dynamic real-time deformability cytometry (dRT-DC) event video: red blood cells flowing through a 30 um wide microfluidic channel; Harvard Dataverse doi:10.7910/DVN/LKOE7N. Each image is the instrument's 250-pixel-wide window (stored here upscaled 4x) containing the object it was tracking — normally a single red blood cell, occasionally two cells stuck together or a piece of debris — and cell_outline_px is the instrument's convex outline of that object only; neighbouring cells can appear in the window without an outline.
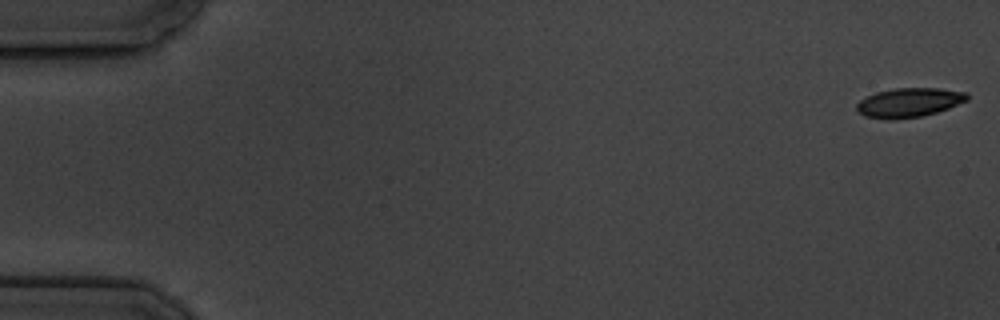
{"species": "common noctule bat (a hibernating species)", "species_latin": "Nyctalus noctula", "temperature_condition": "cold", "stored_images_in_passage": 6, "segment_of_instrument_passage": [1, 2], "camera_frame_rate_fps": 3000, "um_per_image_px": 0.085, "animal": {"sex": "male", "body_mass_g": 19.5, "forearm_length_mm": 54.6}, "frame": {"image": 1, "passage_image": 1, "time_ms": 0.0, "image_size_px": [1000, 320], "cell_outline_px": [[968, 100], [948, 108], [936, 112], [920, 116], [896, 120], [888, 120], [864, 116], [856, 112], [856, 104], [860, 100], [876, 92], [896, 88], [940, 88], [968, 92]], "centroid_in_image_um": [77.25, 8.72], "position_along_channel_um": 7.8, "area_um2": 18.96}}